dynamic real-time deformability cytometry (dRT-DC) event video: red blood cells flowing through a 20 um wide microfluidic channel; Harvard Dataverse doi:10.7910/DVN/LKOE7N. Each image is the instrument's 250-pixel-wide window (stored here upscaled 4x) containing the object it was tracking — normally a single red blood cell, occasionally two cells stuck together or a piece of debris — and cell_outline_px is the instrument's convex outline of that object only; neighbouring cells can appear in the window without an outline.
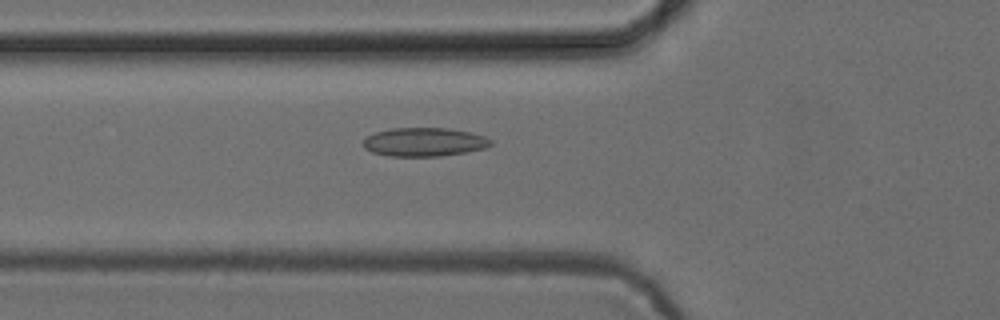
{"species": "common noctule bat (a hibernating species)", "species_latin": "Nyctalus noctula", "temperature_condition": "cold", "stored_images_in_passage": 53, "camera_frame_rate_fps": 3000, "um_per_image_px": 0.085, "animal": {"sex": "female", "body_mass_g": 24.6, "forearm_length_mm": 56.2}, "frame": {"image": 1, "passage_image": 19, "time_ms": 6.0, "image_size_px": [1000, 320], "cell_outline_px": [[492, 144], [488, 148], [440, 156], [388, 156], [372, 152], [364, 148], [364, 140], [368, 136], [376, 132], [392, 128], [448, 128], [468, 132], [484, 136], [492, 140]], "centroid_in_image_um": [36.07, 12.07], "position_along_channel_um": 89.7, "area_um2": 21.21}}
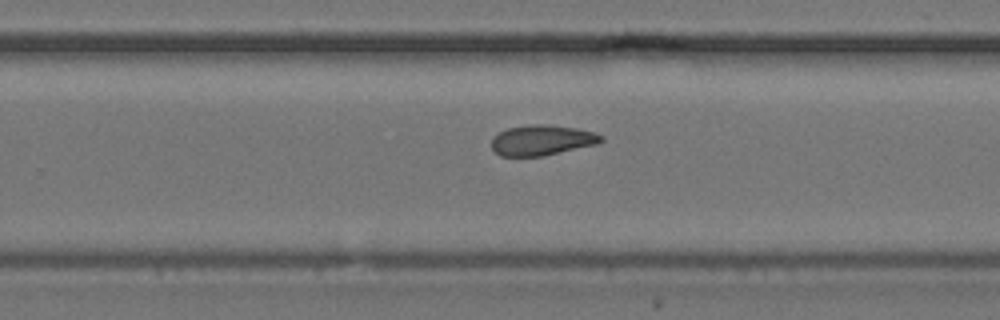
{"frame": {"image": 2, "passage_image": 34, "time_ms": 11.0, "image_size_px": [1000, 320], "cell_outline_px": [[604, 140], [600, 144], [544, 156], [500, 156], [492, 148], [492, 136], [508, 128], [532, 124], [544, 124], [576, 128], [592, 132], [604, 136]], "centroid_in_image_um": [46.1, 11.92], "position_along_channel_um": 283.7, "area_um2": 19.54}}
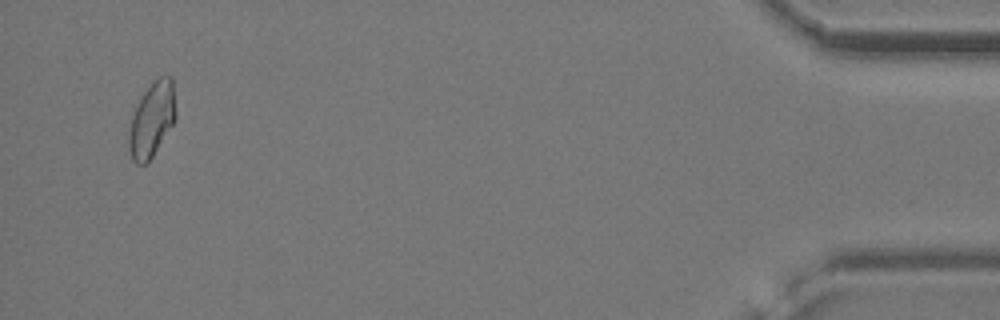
{"frame": {"image": 3, "passage_image": 51, "time_ms": 16.667, "image_size_px": [1000, 320], "cell_outline_px": [[176, 120], [152, 156], [144, 164], [136, 164], [132, 160], [128, 148], [128, 136], [132, 116], [140, 96], [160, 76], [172, 76], [176, 112]], "centroid_in_image_um": [12.91, 10.17], "position_along_channel_um": 422.3, "area_um2": 20.29}, "authors_computed_cell_mechanics": {"area_um2": 20.0566, "velocity_mm_per_s": 3.8737, "shape_relaxation_time_tau1_ms": null, "shape_relaxation_time_tau2_ms": 5.0884, "deformation_change_tau1": null, "deformation_change_tau2": 0.094}}